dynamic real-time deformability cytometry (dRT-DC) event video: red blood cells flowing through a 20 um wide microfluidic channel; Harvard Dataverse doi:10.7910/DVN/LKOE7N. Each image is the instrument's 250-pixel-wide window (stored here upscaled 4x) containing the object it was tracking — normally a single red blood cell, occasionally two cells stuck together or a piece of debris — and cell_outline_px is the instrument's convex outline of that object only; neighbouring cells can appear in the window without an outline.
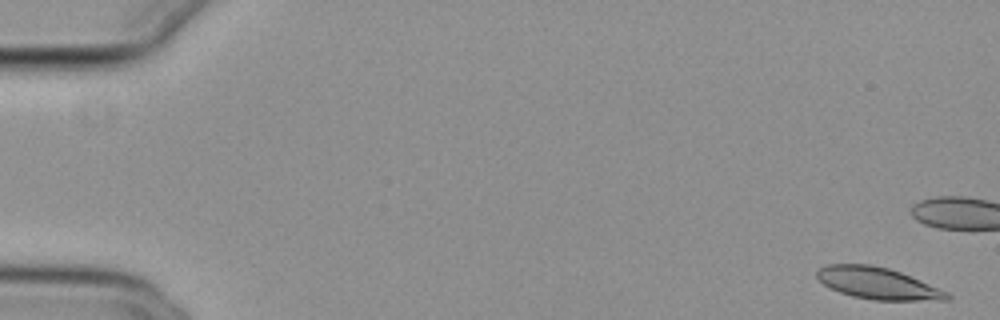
{"species": "common noctule bat (a hibernating species)", "species_latin": "Nyctalus noctula", "temperature_condition": "cold", "stored_images_in_passage": 56, "camera_frame_rate_fps": 3000, "um_per_image_px": 0.085, "animal": {"sex": "female", "body_mass_g": 29.2, "forearm_length_mm": 56.3}, "frame": {"image": 1, "passage_image": 2, "time_ms": 0.333, "image_size_px": [1000, 320], "cell_outline_px": [[952, 296], [948, 300], [872, 300], [852, 296], [840, 292], [824, 284], [816, 276], [816, 272], [820, 268], [828, 264], [872, 264], [888, 268], [900, 272], [920, 280], [948, 292]], "centroid_in_image_um": [74.61, 24.08], "position_along_channel_um": 10.4, "area_um2": 23.87}}
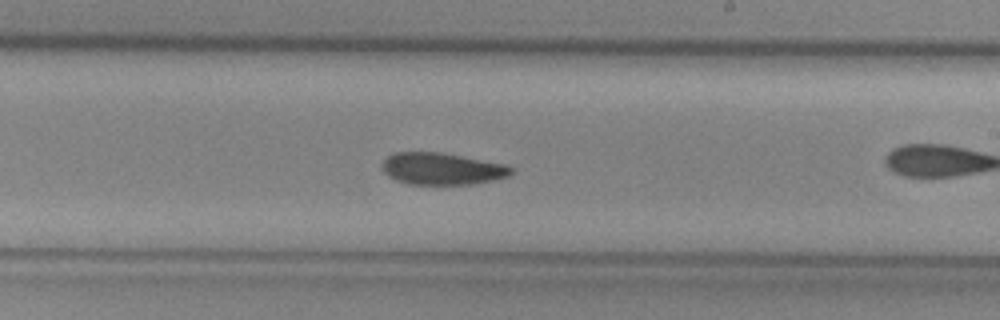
{"frame": {"image": 2, "passage_image": 33, "time_ms": 10.667, "image_size_px": [1000, 320], "cell_outline_px": [[512, 172], [508, 176], [492, 180], [472, 184], [408, 184], [396, 180], [388, 176], [380, 168], [380, 164], [392, 152], [440, 152], [504, 164], [512, 168]], "centroid_in_image_um": [37.49, 14.34], "position_along_channel_um": 251.5, "area_um2": 23.93}}
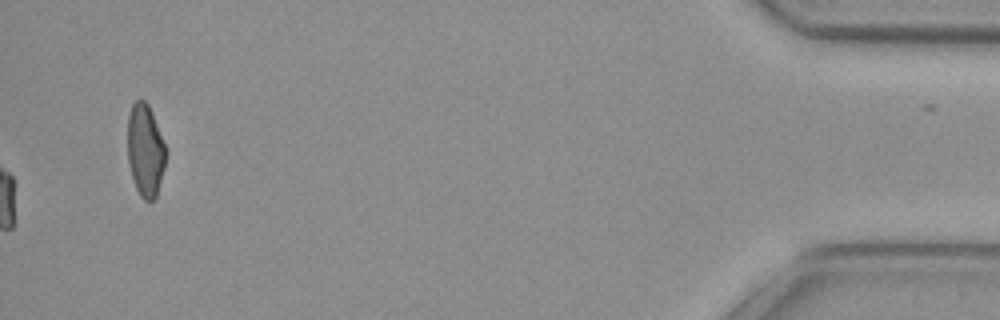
{"frame": {"image": 3, "passage_image": 56, "time_ms": 18.333, "image_size_px": [1000, 320], "cell_outline_px": [[168, 152], [164, 168], [156, 196], [152, 200], [144, 200], [140, 196], [136, 188], [128, 164], [128, 116], [132, 104], [136, 100], [144, 100], [148, 104], [152, 112], [168, 148]], "centroid_in_image_um": [12.37, 12.76], "position_along_channel_um": 422.8, "area_um2": 20.87}, "authors_computed_cell_mechanics": {"area_um2": 24.4494, "velocity_mm_per_s": 3.8251, "shape_relaxation_time_tau1_ms": 5.6533, "shape_relaxation_time_tau2_ms": 9.636, "deformation_change_tau1": 0.1382, "deformation_change_tau2": 0.1538}}